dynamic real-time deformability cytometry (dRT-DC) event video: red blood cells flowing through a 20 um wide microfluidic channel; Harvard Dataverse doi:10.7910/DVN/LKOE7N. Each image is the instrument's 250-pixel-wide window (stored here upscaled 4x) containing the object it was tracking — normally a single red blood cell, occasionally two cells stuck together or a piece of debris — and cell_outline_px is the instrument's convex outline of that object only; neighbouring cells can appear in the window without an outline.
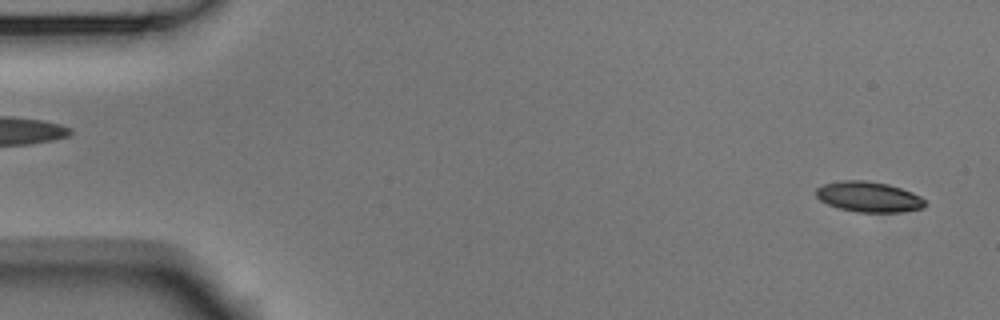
{"species": "Egyptian fruit bat (a non-hibernating species)", "species_latin": "Rousettus aegyptiacus", "temperature_condition": "room temperature", "stored_images_in_passage": 53, "camera_frame_rate_fps": 3000, "um_per_image_px": 0.085, "animal": {"sex": "male"}, "frame": {"image": 1, "passage_image": 1, "time_ms": 0.0, "image_size_px": [1000, 320], "cell_outline_px": [[928, 204], [924, 208], [900, 212], [856, 212], [840, 208], [828, 204], [820, 200], [816, 196], [816, 188], [824, 184], [844, 180], [864, 180], [888, 184], [912, 192], [920, 196]], "centroid_in_image_um": [73.86, 16.73], "position_along_channel_um": 11.1, "area_um2": 19.31}}
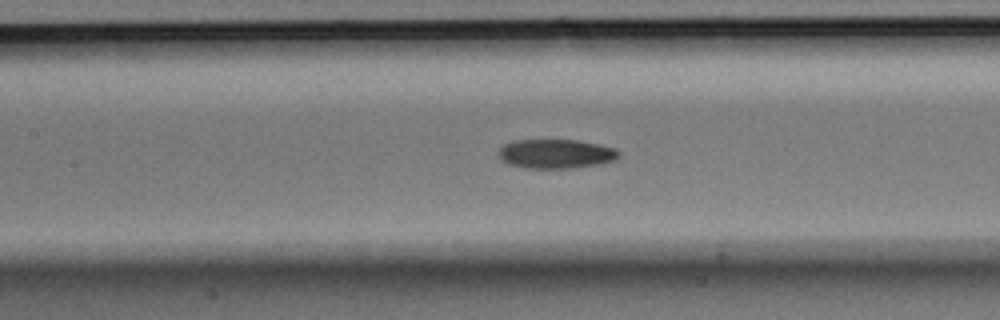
{"frame": {"image": 2, "passage_image": 23, "time_ms": 7.333, "image_size_px": [1000, 320], "cell_outline_px": [[620, 156], [616, 160], [604, 164], [572, 168], [528, 168], [508, 164], [500, 160], [496, 152], [504, 144], [516, 140], [576, 140], [600, 144], [616, 148], [620, 152]], "centroid_in_image_um": [47.28, 13.08], "position_along_channel_um": 160.1, "area_um2": 20.87}}
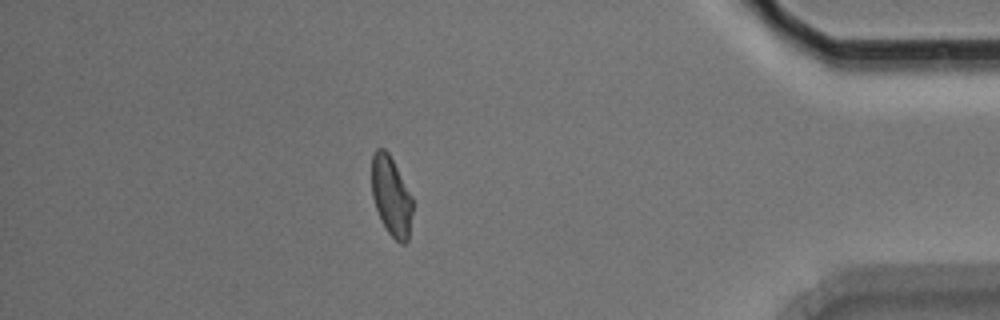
{"frame": {"image": 3, "passage_image": 46, "time_ms": 15.0, "image_size_px": [1000, 320], "cell_outline_px": [[412, 212], [408, 240], [404, 244], [400, 244], [388, 232], [376, 208], [372, 196], [372, 152], [376, 148], [384, 148], [388, 152], [412, 196]], "centroid_in_image_um": [33.25, 16.65], "position_along_channel_um": 402.0, "area_um2": 18.73}, "authors_computed_cell_mechanics": {"area_um2": 20.1722, "velocity_mm_per_s": 3.6897, "shape_relaxation_time_tau1_ms": 4.7547, "shape_relaxation_time_tau2_ms": 7.4275, "deformation_change_tau1": 0.1348, "deformation_change_tau2": 0.134}}